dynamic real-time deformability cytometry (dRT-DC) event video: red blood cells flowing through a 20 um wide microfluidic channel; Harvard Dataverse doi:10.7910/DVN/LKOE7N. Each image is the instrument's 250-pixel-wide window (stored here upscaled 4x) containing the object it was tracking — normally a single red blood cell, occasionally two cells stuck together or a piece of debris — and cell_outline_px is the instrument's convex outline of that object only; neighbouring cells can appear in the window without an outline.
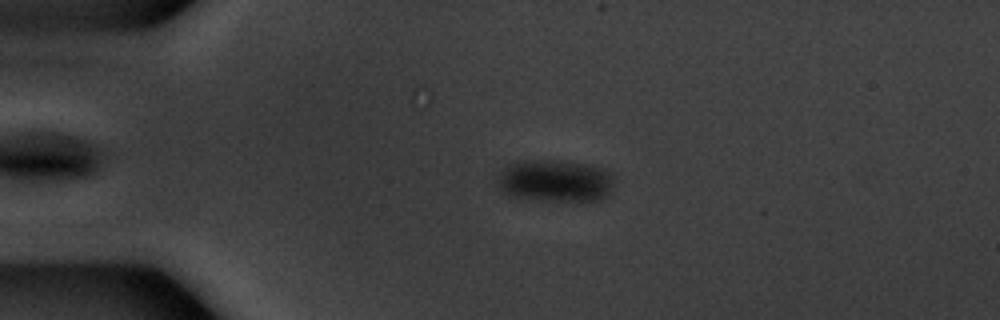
{"species": "common noctule bat (a hibernating species)", "species_latin": "Nyctalus noctula", "temperature_condition": "warm", "stored_images_in_passage": 20, "camera_frame_rate_fps": 3000, "um_per_image_px": 0.085, "animal": {"sex": "male", "body_mass_g": 20.1, "forearm_length_mm": 53.5}, "frame": {"image": 1, "passage_image": 12, "time_ms": 3.667, "image_size_px": [1000, 320], "cell_outline_px": [[616, 176], [612, 192], [608, 196], [600, 200], [540, 200], [508, 196], [500, 188], [496, 180], [500, 172], [504, 168], [512, 164], [524, 160], [552, 160], [584, 164], [604, 168]], "centroid_in_image_um": [47.24, 15.37], "position_along_channel_um": 37.8, "area_um2": 28.9}}